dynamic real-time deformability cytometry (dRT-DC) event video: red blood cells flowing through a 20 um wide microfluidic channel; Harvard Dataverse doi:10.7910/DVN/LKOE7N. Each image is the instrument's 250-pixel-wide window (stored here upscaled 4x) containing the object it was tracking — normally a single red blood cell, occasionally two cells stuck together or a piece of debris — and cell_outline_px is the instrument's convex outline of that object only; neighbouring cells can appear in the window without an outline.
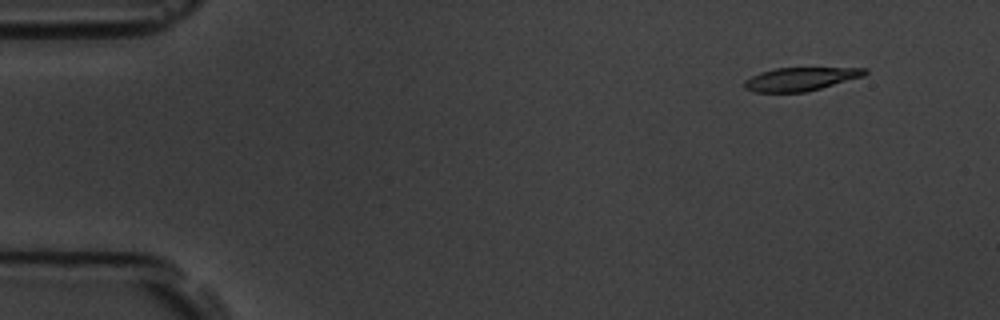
{"species": "common noctule bat (a hibernating species)", "species_latin": "Nyctalus noctula", "temperature_condition": "room temperature", "stored_images_in_passage": 5, "camera_frame_rate_fps": 3000, "um_per_image_px": 0.085, "animal": {"sex": "male", "body_mass_g": 19.5, "forearm_length_mm": 54.6}, "frame": {"image": 1, "passage_image": 2, "time_ms": 1.0, "image_size_px": [1000, 320], "cell_outline_px": [[868, 72], [864, 76], [820, 88], [804, 92], [752, 92], [744, 88], [744, 80], [760, 72], [776, 68], [868, 68]], "centroid_in_image_um": [68.02, 6.72], "position_along_channel_um": 17.0, "area_um2": 16.3}}
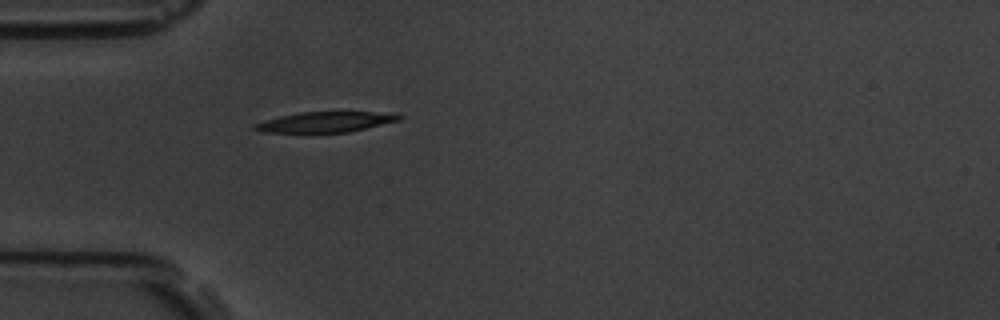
{"frame": {"image": 2, "passage_image": 5, "time_ms": 4.667, "image_size_px": [1000, 320], "cell_outline_px": [[404, 116], [400, 120], [348, 132], [312, 136], [268, 132], [252, 128], [252, 124], [264, 120], [280, 116], [300, 112], [376, 112]], "centroid_in_image_um": [27.53, 10.42], "position_along_channel_um": 57.5, "area_um2": 17.98}}